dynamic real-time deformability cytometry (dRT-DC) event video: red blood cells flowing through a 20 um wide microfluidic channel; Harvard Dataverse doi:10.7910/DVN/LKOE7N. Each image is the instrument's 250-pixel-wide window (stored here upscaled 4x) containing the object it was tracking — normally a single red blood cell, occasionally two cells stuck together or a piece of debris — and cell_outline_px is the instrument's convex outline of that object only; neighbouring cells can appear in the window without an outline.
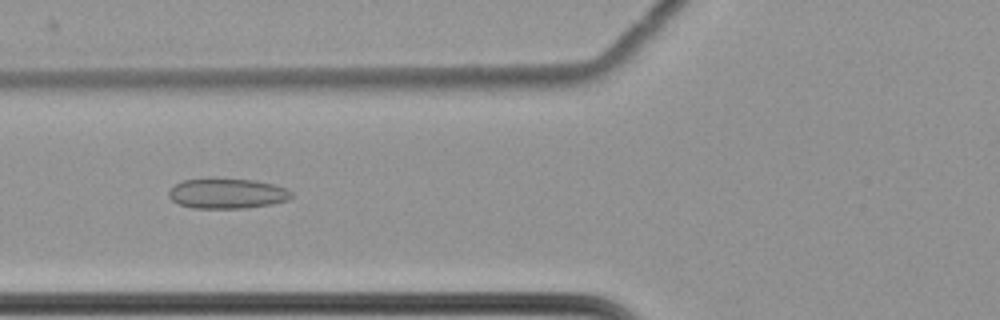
{"species": "common noctule bat (a hibernating species)", "species_latin": "Nyctalus noctula", "temperature_condition": "cold", "stored_images_in_passage": 45, "camera_frame_rate_fps": 3000, "um_per_image_px": 0.085, "animal": {"sex": "female", "body_mass_g": 22.7, "forearm_length_mm": 54.2}, "frame": {"image": 1, "passage_image": 9, "time_ms": 2.667, "image_size_px": [1000, 320], "cell_outline_px": [[292, 196], [288, 200], [272, 204], [244, 208], [192, 208], [180, 204], [172, 200], [168, 196], [168, 192], [176, 184], [184, 180], [208, 176], [256, 180], [288, 188], [292, 192]], "centroid_in_image_um": [19.3, 16.41], "position_along_channel_um": 106.5, "area_um2": 22.14}}
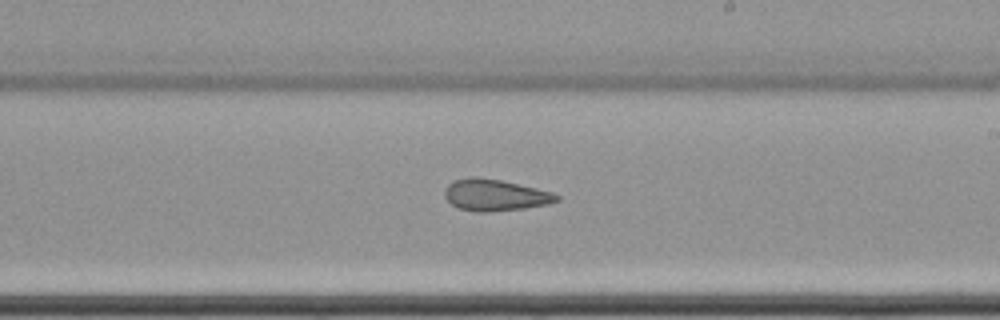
{"frame": {"image": 2, "passage_image": 21, "time_ms": 6.667, "image_size_px": [1000, 320], "cell_outline_px": [[560, 200], [548, 204], [524, 208], [488, 212], [476, 212], [460, 208], [452, 204], [444, 196], [444, 188], [448, 184], [456, 180], [472, 176], [476, 176], [500, 180], [536, 188], [552, 192], [560, 196]], "centroid_in_image_um": [42.08, 16.58], "position_along_channel_um": 246.9, "area_um2": 20.52}}
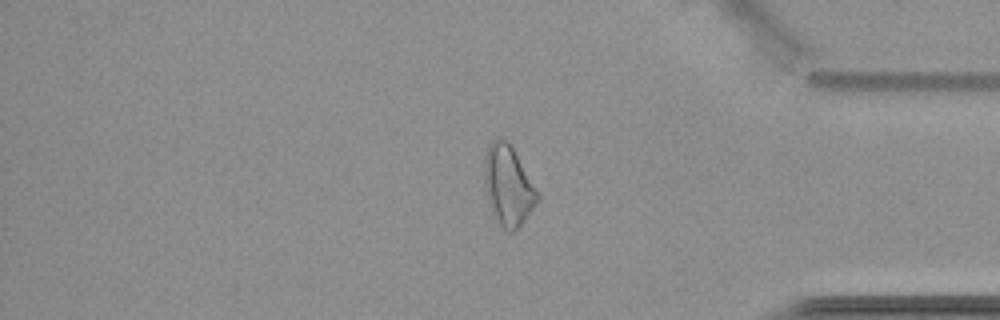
{"frame": {"image": 3, "passage_image": 35, "time_ms": 11.333, "image_size_px": [1000, 320], "cell_outline_px": [[540, 200], [524, 220], [512, 232], [508, 232], [500, 224], [488, 200], [484, 180], [484, 156], [492, 140], [508, 140], [540, 196]], "centroid_in_image_um": [43.2, 15.76], "position_along_channel_um": 392.0, "area_um2": 24.04}, "authors_computed_cell_mechanics": {"area_um2": 21.9062, "velocity_mm_per_s": 3.5114, "shape_relaxation_time_tau1_ms": null, "shape_relaxation_time_tau2_ms": 7.7276, "deformation_change_tau1": null, "deformation_change_tau2": 0.1365}}